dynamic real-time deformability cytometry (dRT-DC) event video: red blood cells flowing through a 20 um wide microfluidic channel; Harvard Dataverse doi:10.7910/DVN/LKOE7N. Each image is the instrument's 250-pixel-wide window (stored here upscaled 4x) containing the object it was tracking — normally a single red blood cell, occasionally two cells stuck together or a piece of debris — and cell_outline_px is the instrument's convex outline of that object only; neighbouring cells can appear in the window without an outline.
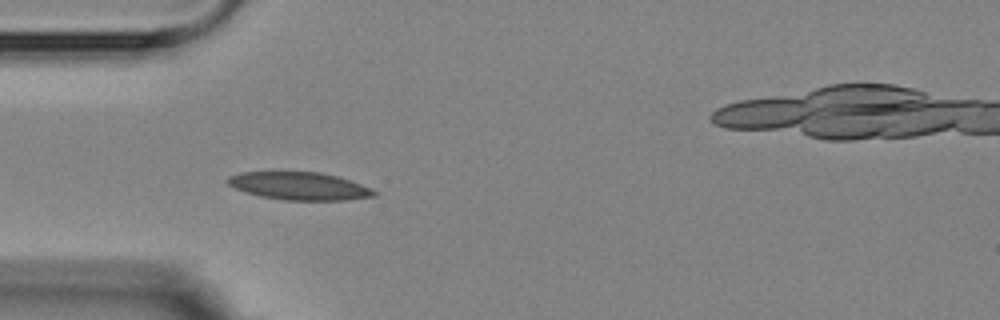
{"species": "Egyptian fruit bat (a non-hibernating species)", "species_latin": "Rousettus aegyptiacus", "temperature_condition": "room temperature", "stored_images_in_passage": 6, "camera_frame_rate_fps": 3000, "um_per_image_px": 0.085, "animal": {"sex": "female"}, "frame": {"image": 1, "passage_image": 3, "time_ms": 2.333, "image_size_px": [1000, 320], "cell_outline_px": [[376, 196], [344, 200], [284, 200], [260, 196], [244, 192], [228, 184], [224, 180], [228, 176], [240, 172], [320, 172], [336, 176], [372, 188], [376, 192]], "centroid_in_image_um": [25.4, 15.81], "position_along_channel_um": 59.6, "area_um2": 23.64}}
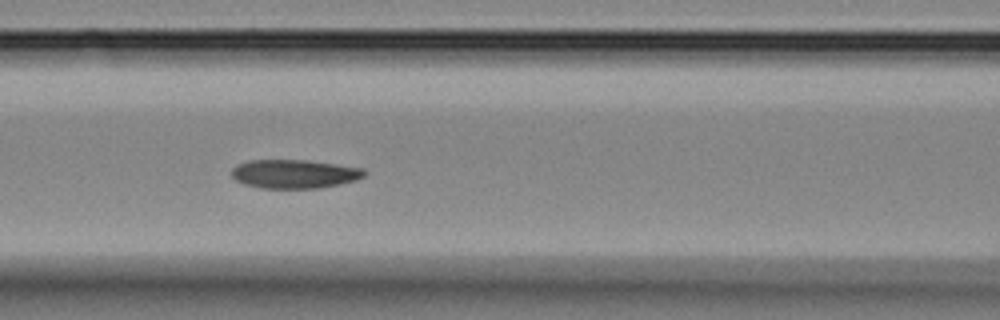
{"frame": {"image": 2, "passage_image": 5, "time_ms": 4.667, "image_size_px": [1000, 320], "cell_outline_px": [[368, 172], [364, 176], [356, 180], [340, 184], [320, 188], [260, 188], [244, 184], [236, 180], [232, 176], [232, 168], [236, 164], [248, 160], [308, 160], [364, 168]], "centroid_in_image_um": [25.03, 14.78], "position_along_channel_um": 141.6, "area_um2": 22.43}}
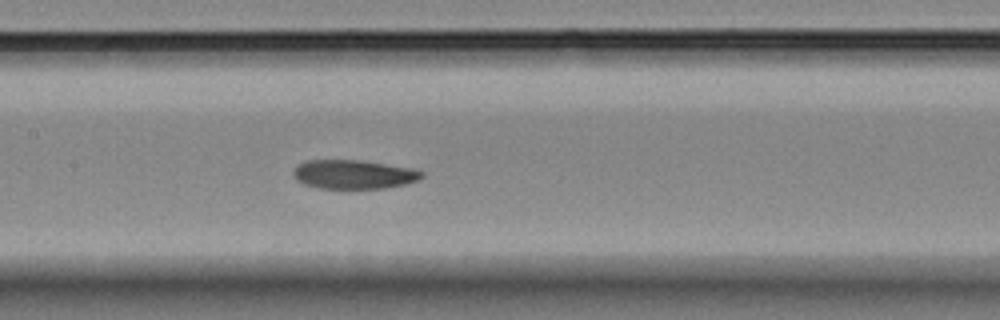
{"frame": {"image": 3, "passage_image": 6, "time_ms": 5.667, "image_size_px": [1000, 320], "cell_outline_px": [[424, 176], [420, 180], [404, 184], [384, 188], [320, 188], [304, 184], [296, 180], [292, 176], [292, 172], [300, 164], [308, 160], [360, 160], [412, 168], [424, 172]], "centroid_in_image_um": [30.08, 14.82], "position_along_channel_um": 177.3, "area_um2": 21.62}}